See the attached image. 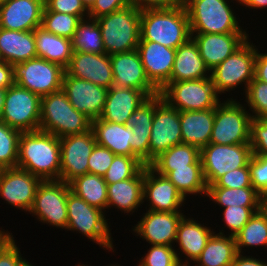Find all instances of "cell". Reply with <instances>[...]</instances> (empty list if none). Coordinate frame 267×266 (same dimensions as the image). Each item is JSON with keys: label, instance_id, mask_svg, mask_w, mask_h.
<instances>
[{"label": "cell", "instance_id": "1", "mask_svg": "<svg viewBox=\"0 0 267 266\" xmlns=\"http://www.w3.org/2000/svg\"><path fill=\"white\" fill-rule=\"evenodd\" d=\"M60 138L41 130L21 132L17 167L42 180H60Z\"/></svg>", "mask_w": 267, "mask_h": 266}, {"label": "cell", "instance_id": "2", "mask_svg": "<svg viewBox=\"0 0 267 266\" xmlns=\"http://www.w3.org/2000/svg\"><path fill=\"white\" fill-rule=\"evenodd\" d=\"M140 41H152L177 49L191 38L189 18L183 3L168 9L141 11Z\"/></svg>", "mask_w": 267, "mask_h": 266}, {"label": "cell", "instance_id": "3", "mask_svg": "<svg viewBox=\"0 0 267 266\" xmlns=\"http://www.w3.org/2000/svg\"><path fill=\"white\" fill-rule=\"evenodd\" d=\"M182 0L189 18L191 33L222 34L247 33L239 25L241 20L236 17L230 3L240 0ZM239 19V20H238ZM239 21V22H238Z\"/></svg>", "mask_w": 267, "mask_h": 266}, {"label": "cell", "instance_id": "4", "mask_svg": "<svg viewBox=\"0 0 267 266\" xmlns=\"http://www.w3.org/2000/svg\"><path fill=\"white\" fill-rule=\"evenodd\" d=\"M91 122L70 104L62 89L41 97L39 130L61 138L89 131Z\"/></svg>", "mask_w": 267, "mask_h": 266}, {"label": "cell", "instance_id": "5", "mask_svg": "<svg viewBox=\"0 0 267 266\" xmlns=\"http://www.w3.org/2000/svg\"><path fill=\"white\" fill-rule=\"evenodd\" d=\"M107 55L137 49L141 35V11L131 5L96 19Z\"/></svg>", "mask_w": 267, "mask_h": 266}, {"label": "cell", "instance_id": "6", "mask_svg": "<svg viewBox=\"0 0 267 266\" xmlns=\"http://www.w3.org/2000/svg\"><path fill=\"white\" fill-rule=\"evenodd\" d=\"M67 214V231L81 233L104 250L115 251L110 231L112 229L109 228V219H106L104 211L90 206L70 190L67 197Z\"/></svg>", "mask_w": 267, "mask_h": 266}, {"label": "cell", "instance_id": "7", "mask_svg": "<svg viewBox=\"0 0 267 266\" xmlns=\"http://www.w3.org/2000/svg\"><path fill=\"white\" fill-rule=\"evenodd\" d=\"M249 41V42H248ZM257 46L249 38L223 62L210 71V78L217 94H227L239 85L243 94L254 79Z\"/></svg>", "mask_w": 267, "mask_h": 266}, {"label": "cell", "instance_id": "8", "mask_svg": "<svg viewBox=\"0 0 267 266\" xmlns=\"http://www.w3.org/2000/svg\"><path fill=\"white\" fill-rule=\"evenodd\" d=\"M243 104L230 97L217 105L209 143L219 145L250 144L252 117L246 110L245 103Z\"/></svg>", "mask_w": 267, "mask_h": 266}, {"label": "cell", "instance_id": "9", "mask_svg": "<svg viewBox=\"0 0 267 266\" xmlns=\"http://www.w3.org/2000/svg\"><path fill=\"white\" fill-rule=\"evenodd\" d=\"M159 94L179 112L208 110L221 102L210 77L169 82Z\"/></svg>", "mask_w": 267, "mask_h": 266}, {"label": "cell", "instance_id": "10", "mask_svg": "<svg viewBox=\"0 0 267 266\" xmlns=\"http://www.w3.org/2000/svg\"><path fill=\"white\" fill-rule=\"evenodd\" d=\"M69 184L62 180H42L29 211L40 223L67 229V197Z\"/></svg>", "mask_w": 267, "mask_h": 266}, {"label": "cell", "instance_id": "11", "mask_svg": "<svg viewBox=\"0 0 267 266\" xmlns=\"http://www.w3.org/2000/svg\"><path fill=\"white\" fill-rule=\"evenodd\" d=\"M41 97L16 83L6 89L0 120L21 132L37 131L40 126Z\"/></svg>", "mask_w": 267, "mask_h": 266}, {"label": "cell", "instance_id": "12", "mask_svg": "<svg viewBox=\"0 0 267 266\" xmlns=\"http://www.w3.org/2000/svg\"><path fill=\"white\" fill-rule=\"evenodd\" d=\"M252 157L250 144L219 145L209 143L200 150L207 187L229 171L246 167Z\"/></svg>", "mask_w": 267, "mask_h": 266}, {"label": "cell", "instance_id": "13", "mask_svg": "<svg viewBox=\"0 0 267 266\" xmlns=\"http://www.w3.org/2000/svg\"><path fill=\"white\" fill-rule=\"evenodd\" d=\"M65 68L43 58H33L15 66V83L40 97L62 89Z\"/></svg>", "mask_w": 267, "mask_h": 266}, {"label": "cell", "instance_id": "14", "mask_svg": "<svg viewBox=\"0 0 267 266\" xmlns=\"http://www.w3.org/2000/svg\"><path fill=\"white\" fill-rule=\"evenodd\" d=\"M182 144L180 112L157 95L149 141V164L174 145Z\"/></svg>", "mask_w": 267, "mask_h": 266}, {"label": "cell", "instance_id": "15", "mask_svg": "<svg viewBox=\"0 0 267 266\" xmlns=\"http://www.w3.org/2000/svg\"><path fill=\"white\" fill-rule=\"evenodd\" d=\"M93 131L60 138V180L69 184L88 173V160L96 145Z\"/></svg>", "mask_w": 267, "mask_h": 266}, {"label": "cell", "instance_id": "16", "mask_svg": "<svg viewBox=\"0 0 267 266\" xmlns=\"http://www.w3.org/2000/svg\"><path fill=\"white\" fill-rule=\"evenodd\" d=\"M42 179L18 167L0 172V198L25 213L30 211Z\"/></svg>", "mask_w": 267, "mask_h": 266}, {"label": "cell", "instance_id": "17", "mask_svg": "<svg viewBox=\"0 0 267 266\" xmlns=\"http://www.w3.org/2000/svg\"><path fill=\"white\" fill-rule=\"evenodd\" d=\"M113 85L141 90L148 98L160 91L149 81L138 50L110 55Z\"/></svg>", "mask_w": 267, "mask_h": 266}, {"label": "cell", "instance_id": "18", "mask_svg": "<svg viewBox=\"0 0 267 266\" xmlns=\"http://www.w3.org/2000/svg\"><path fill=\"white\" fill-rule=\"evenodd\" d=\"M184 216L185 214L182 212H161L147 209L140 221L133 226L132 231L150 245L177 247L174 246L177 228Z\"/></svg>", "mask_w": 267, "mask_h": 266}, {"label": "cell", "instance_id": "19", "mask_svg": "<svg viewBox=\"0 0 267 266\" xmlns=\"http://www.w3.org/2000/svg\"><path fill=\"white\" fill-rule=\"evenodd\" d=\"M143 200L148 202V210L161 212H182L186 199L174 184L149 165L144 167Z\"/></svg>", "mask_w": 267, "mask_h": 266}, {"label": "cell", "instance_id": "20", "mask_svg": "<svg viewBox=\"0 0 267 266\" xmlns=\"http://www.w3.org/2000/svg\"><path fill=\"white\" fill-rule=\"evenodd\" d=\"M62 90L66 93L70 104L84 113L91 121L99 119L104 108L108 88L69 76L63 77Z\"/></svg>", "mask_w": 267, "mask_h": 266}, {"label": "cell", "instance_id": "21", "mask_svg": "<svg viewBox=\"0 0 267 266\" xmlns=\"http://www.w3.org/2000/svg\"><path fill=\"white\" fill-rule=\"evenodd\" d=\"M137 50L149 81L161 91L170 82L176 49L152 41H139Z\"/></svg>", "mask_w": 267, "mask_h": 266}, {"label": "cell", "instance_id": "22", "mask_svg": "<svg viewBox=\"0 0 267 266\" xmlns=\"http://www.w3.org/2000/svg\"><path fill=\"white\" fill-rule=\"evenodd\" d=\"M65 71L69 76L87 80L108 89L113 85L110 55L106 53L73 51L70 64Z\"/></svg>", "mask_w": 267, "mask_h": 266}, {"label": "cell", "instance_id": "23", "mask_svg": "<svg viewBox=\"0 0 267 266\" xmlns=\"http://www.w3.org/2000/svg\"><path fill=\"white\" fill-rule=\"evenodd\" d=\"M249 37L248 33H191V38L198 45L200 56L210 71L237 50Z\"/></svg>", "mask_w": 267, "mask_h": 266}, {"label": "cell", "instance_id": "24", "mask_svg": "<svg viewBox=\"0 0 267 266\" xmlns=\"http://www.w3.org/2000/svg\"><path fill=\"white\" fill-rule=\"evenodd\" d=\"M44 0H7L0 6V28L33 31L42 24Z\"/></svg>", "mask_w": 267, "mask_h": 266}, {"label": "cell", "instance_id": "25", "mask_svg": "<svg viewBox=\"0 0 267 266\" xmlns=\"http://www.w3.org/2000/svg\"><path fill=\"white\" fill-rule=\"evenodd\" d=\"M214 233L211 227L209 228L204 223L201 224L200 221L185 215L179 222L175 241L179 245V249L177 248L175 251L180 265L190 266L192 262L194 263ZM180 253L182 254L180 255ZM183 254L185 256H182ZM181 256L186 259H181Z\"/></svg>", "mask_w": 267, "mask_h": 266}, {"label": "cell", "instance_id": "26", "mask_svg": "<svg viewBox=\"0 0 267 266\" xmlns=\"http://www.w3.org/2000/svg\"><path fill=\"white\" fill-rule=\"evenodd\" d=\"M147 99L148 97L141 90L112 86L108 89L99 119L126 124L128 117Z\"/></svg>", "mask_w": 267, "mask_h": 266}, {"label": "cell", "instance_id": "27", "mask_svg": "<svg viewBox=\"0 0 267 266\" xmlns=\"http://www.w3.org/2000/svg\"><path fill=\"white\" fill-rule=\"evenodd\" d=\"M156 107L157 95L149 97L128 117L126 122L133 132L130 147L146 165H149V141Z\"/></svg>", "mask_w": 267, "mask_h": 266}, {"label": "cell", "instance_id": "28", "mask_svg": "<svg viewBox=\"0 0 267 266\" xmlns=\"http://www.w3.org/2000/svg\"><path fill=\"white\" fill-rule=\"evenodd\" d=\"M143 181L144 168L133 178L107 184V210L115 207L126 215L136 212L144 204Z\"/></svg>", "mask_w": 267, "mask_h": 266}, {"label": "cell", "instance_id": "29", "mask_svg": "<svg viewBox=\"0 0 267 266\" xmlns=\"http://www.w3.org/2000/svg\"><path fill=\"white\" fill-rule=\"evenodd\" d=\"M206 77H210V70L200 56L198 45L190 38L185 44L176 49L170 82L189 81Z\"/></svg>", "mask_w": 267, "mask_h": 266}, {"label": "cell", "instance_id": "30", "mask_svg": "<svg viewBox=\"0 0 267 266\" xmlns=\"http://www.w3.org/2000/svg\"><path fill=\"white\" fill-rule=\"evenodd\" d=\"M91 130L96 143L108 148L115 155L138 157L130 147L133 135L130 126L96 119L91 122Z\"/></svg>", "mask_w": 267, "mask_h": 266}, {"label": "cell", "instance_id": "31", "mask_svg": "<svg viewBox=\"0 0 267 266\" xmlns=\"http://www.w3.org/2000/svg\"><path fill=\"white\" fill-rule=\"evenodd\" d=\"M215 117V108L197 111H180L182 143L200 150L209 144Z\"/></svg>", "mask_w": 267, "mask_h": 266}, {"label": "cell", "instance_id": "32", "mask_svg": "<svg viewBox=\"0 0 267 266\" xmlns=\"http://www.w3.org/2000/svg\"><path fill=\"white\" fill-rule=\"evenodd\" d=\"M0 57L13 66L36 58L34 31H14L0 28Z\"/></svg>", "mask_w": 267, "mask_h": 266}, {"label": "cell", "instance_id": "33", "mask_svg": "<svg viewBox=\"0 0 267 266\" xmlns=\"http://www.w3.org/2000/svg\"><path fill=\"white\" fill-rule=\"evenodd\" d=\"M33 31L37 57L61 65L66 69L73 54L72 39L55 35L41 26Z\"/></svg>", "mask_w": 267, "mask_h": 266}, {"label": "cell", "instance_id": "34", "mask_svg": "<svg viewBox=\"0 0 267 266\" xmlns=\"http://www.w3.org/2000/svg\"><path fill=\"white\" fill-rule=\"evenodd\" d=\"M219 231L210 237L192 266H231L238 254L235 237L225 235L223 229Z\"/></svg>", "mask_w": 267, "mask_h": 266}, {"label": "cell", "instance_id": "35", "mask_svg": "<svg viewBox=\"0 0 267 266\" xmlns=\"http://www.w3.org/2000/svg\"><path fill=\"white\" fill-rule=\"evenodd\" d=\"M202 165L200 149L189 144L174 145L156 157L149 166L160 175L167 176L174 168Z\"/></svg>", "mask_w": 267, "mask_h": 266}, {"label": "cell", "instance_id": "36", "mask_svg": "<svg viewBox=\"0 0 267 266\" xmlns=\"http://www.w3.org/2000/svg\"><path fill=\"white\" fill-rule=\"evenodd\" d=\"M206 197L222 208L229 206L263 207L267 204V201L253 187L236 189L207 187Z\"/></svg>", "mask_w": 267, "mask_h": 266}, {"label": "cell", "instance_id": "37", "mask_svg": "<svg viewBox=\"0 0 267 266\" xmlns=\"http://www.w3.org/2000/svg\"><path fill=\"white\" fill-rule=\"evenodd\" d=\"M70 190L90 206L101 211L107 209V183L103 176L87 173L69 183Z\"/></svg>", "mask_w": 267, "mask_h": 266}, {"label": "cell", "instance_id": "38", "mask_svg": "<svg viewBox=\"0 0 267 266\" xmlns=\"http://www.w3.org/2000/svg\"><path fill=\"white\" fill-rule=\"evenodd\" d=\"M238 253L253 247H267V204L248 220L244 227L234 236ZM244 250V251H243Z\"/></svg>", "mask_w": 267, "mask_h": 266}, {"label": "cell", "instance_id": "39", "mask_svg": "<svg viewBox=\"0 0 267 266\" xmlns=\"http://www.w3.org/2000/svg\"><path fill=\"white\" fill-rule=\"evenodd\" d=\"M185 199L192 194L204 197L207 194V183L203 175L202 165H187L174 168L166 176ZM200 194V195H199ZM204 195V196H203Z\"/></svg>", "mask_w": 267, "mask_h": 266}, {"label": "cell", "instance_id": "40", "mask_svg": "<svg viewBox=\"0 0 267 266\" xmlns=\"http://www.w3.org/2000/svg\"><path fill=\"white\" fill-rule=\"evenodd\" d=\"M73 51L84 53H105L101 29L96 19H82L72 38Z\"/></svg>", "mask_w": 267, "mask_h": 266}, {"label": "cell", "instance_id": "41", "mask_svg": "<svg viewBox=\"0 0 267 266\" xmlns=\"http://www.w3.org/2000/svg\"><path fill=\"white\" fill-rule=\"evenodd\" d=\"M80 21L78 16L49 11L44 6L41 27L55 35L72 39Z\"/></svg>", "mask_w": 267, "mask_h": 266}, {"label": "cell", "instance_id": "42", "mask_svg": "<svg viewBox=\"0 0 267 266\" xmlns=\"http://www.w3.org/2000/svg\"><path fill=\"white\" fill-rule=\"evenodd\" d=\"M145 166L139 157L115 155L103 178L107 184L123 181L135 177Z\"/></svg>", "mask_w": 267, "mask_h": 266}, {"label": "cell", "instance_id": "43", "mask_svg": "<svg viewBox=\"0 0 267 266\" xmlns=\"http://www.w3.org/2000/svg\"><path fill=\"white\" fill-rule=\"evenodd\" d=\"M20 134V130L0 120V166L3 169L17 167Z\"/></svg>", "mask_w": 267, "mask_h": 266}, {"label": "cell", "instance_id": "44", "mask_svg": "<svg viewBox=\"0 0 267 266\" xmlns=\"http://www.w3.org/2000/svg\"><path fill=\"white\" fill-rule=\"evenodd\" d=\"M252 118H267V84L253 79L244 94Z\"/></svg>", "mask_w": 267, "mask_h": 266}, {"label": "cell", "instance_id": "45", "mask_svg": "<svg viewBox=\"0 0 267 266\" xmlns=\"http://www.w3.org/2000/svg\"><path fill=\"white\" fill-rule=\"evenodd\" d=\"M147 251L137 266H181L173 246L151 245Z\"/></svg>", "mask_w": 267, "mask_h": 266}, {"label": "cell", "instance_id": "46", "mask_svg": "<svg viewBox=\"0 0 267 266\" xmlns=\"http://www.w3.org/2000/svg\"><path fill=\"white\" fill-rule=\"evenodd\" d=\"M262 207H242V206H229L223 208L222 216L224 217V227H227L229 236H235L248 222V220L258 212Z\"/></svg>", "mask_w": 267, "mask_h": 266}, {"label": "cell", "instance_id": "47", "mask_svg": "<svg viewBox=\"0 0 267 266\" xmlns=\"http://www.w3.org/2000/svg\"><path fill=\"white\" fill-rule=\"evenodd\" d=\"M249 171L252 187L267 201V156L252 155Z\"/></svg>", "mask_w": 267, "mask_h": 266}, {"label": "cell", "instance_id": "48", "mask_svg": "<svg viewBox=\"0 0 267 266\" xmlns=\"http://www.w3.org/2000/svg\"><path fill=\"white\" fill-rule=\"evenodd\" d=\"M252 155L267 156V118H252L250 122Z\"/></svg>", "mask_w": 267, "mask_h": 266}, {"label": "cell", "instance_id": "49", "mask_svg": "<svg viewBox=\"0 0 267 266\" xmlns=\"http://www.w3.org/2000/svg\"><path fill=\"white\" fill-rule=\"evenodd\" d=\"M114 156L115 154L108 148L96 144L88 160V173L104 176Z\"/></svg>", "mask_w": 267, "mask_h": 266}, {"label": "cell", "instance_id": "50", "mask_svg": "<svg viewBox=\"0 0 267 266\" xmlns=\"http://www.w3.org/2000/svg\"><path fill=\"white\" fill-rule=\"evenodd\" d=\"M208 187H224L231 189L252 187L249 163L246 167L237 168L227 172L222 177H220L213 185H210Z\"/></svg>", "mask_w": 267, "mask_h": 266}, {"label": "cell", "instance_id": "51", "mask_svg": "<svg viewBox=\"0 0 267 266\" xmlns=\"http://www.w3.org/2000/svg\"><path fill=\"white\" fill-rule=\"evenodd\" d=\"M44 5L49 11L75 15L81 20L89 17L81 0H44Z\"/></svg>", "mask_w": 267, "mask_h": 266}, {"label": "cell", "instance_id": "52", "mask_svg": "<svg viewBox=\"0 0 267 266\" xmlns=\"http://www.w3.org/2000/svg\"><path fill=\"white\" fill-rule=\"evenodd\" d=\"M13 236L10 233L0 244V266H19L24 259Z\"/></svg>", "mask_w": 267, "mask_h": 266}, {"label": "cell", "instance_id": "53", "mask_svg": "<svg viewBox=\"0 0 267 266\" xmlns=\"http://www.w3.org/2000/svg\"><path fill=\"white\" fill-rule=\"evenodd\" d=\"M130 5L128 0H96L88 10L89 18L97 19Z\"/></svg>", "mask_w": 267, "mask_h": 266}, {"label": "cell", "instance_id": "54", "mask_svg": "<svg viewBox=\"0 0 267 266\" xmlns=\"http://www.w3.org/2000/svg\"><path fill=\"white\" fill-rule=\"evenodd\" d=\"M129 4L140 11L145 9H168L182 3V0H128Z\"/></svg>", "mask_w": 267, "mask_h": 266}, {"label": "cell", "instance_id": "55", "mask_svg": "<svg viewBox=\"0 0 267 266\" xmlns=\"http://www.w3.org/2000/svg\"><path fill=\"white\" fill-rule=\"evenodd\" d=\"M15 83V66L0 61V88L7 89Z\"/></svg>", "mask_w": 267, "mask_h": 266}, {"label": "cell", "instance_id": "56", "mask_svg": "<svg viewBox=\"0 0 267 266\" xmlns=\"http://www.w3.org/2000/svg\"><path fill=\"white\" fill-rule=\"evenodd\" d=\"M257 47L254 78L267 84V53H261Z\"/></svg>", "mask_w": 267, "mask_h": 266}, {"label": "cell", "instance_id": "57", "mask_svg": "<svg viewBox=\"0 0 267 266\" xmlns=\"http://www.w3.org/2000/svg\"><path fill=\"white\" fill-rule=\"evenodd\" d=\"M243 255V253H238L231 266H267V261L265 262L263 258L261 260L250 255Z\"/></svg>", "mask_w": 267, "mask_h": 266}, {"label": "cell", "instance_id": "58", "mask_svg": "<svg viewBox=\"0 0 267 266\" xmlns=\"http://www.w3.org/2000/svg\"><path fill=\"white\" fill-rule=\"evenodd\" d=\"M240 6H245L249 9H265L267 7V0H240Z\"/></svg>", "mask_w": 267, "mask_h": 266}, {"label": "cell", "instance_id": "59", "mask_svg": "<svg viewBox=\"0 0 267 266\" xmlns=\"http://www.w3.org/2000/svg\"><path fill=\"white\" fill-rule=\"evenodd\" d=\"M5 95H6V89L0 88V118L4 107Z\"/></svg>", "mask_w": 267, "mask_h": 266}, {"label": "cell", "instance_id": "60", "mask_svg": "<svg viewBox=\"0 0 267 266\" xmlns=\"http://www.w3.org/2000/svg\"><path fill=\"white\" fill-rule=\"evenodd\" d=\"M10 234V232L8 231V230H4V229H2V227H1V229H0V244L2 243V241L8 236Z\"/></svg>", "mask_w": 267, "mask_h": 266}, {"label": "cell", "instance_id": "61", "mask_svg": "<svg viewBox=\"0 0 267 266\" xmlns=\"http://www.w3.org/2000/svg\"><path fill=\"white\" fill-rule=\"evenodd\" d=\"M81 1L83 5L86 7V9L89 10L93 6L96 0H81Z\"/></svg>", "mask_w": 267, "mask_h": 266}, {"label": "cell", "instance_id": "62", "mask_svg": "<svg viewBox=\"0 0 267 266\" xmlns=\"http://www.w3.org/2000/svg\"><path fill=\"white\" fill-rule=\"evenodd\" d=\"M19 266H33V265H32L30 262H28L27 259L24 258V259L20 262Z\"/></svg>", "mask_w": 267, "mask_h": 266}, {"label": "cell", "instance_id": "63", "mask_svg": "<svg viewBox=\"0 0 267 266\" xmlns=\"http://www.w3.org/2000/svg\"><path fill=\"white\" fill-rule=\"evenodd\" d=\"M7 0H0V6L4 4Z\"/></svg>", "mask_w": 267, "mask_h": 266}, {"label": "cell", "instance_id": "64", "mask_svg": "<svg viewBox=\"0 0 267 266\" xmlns=\"http://www.w3.org/2000/svg\"><path fill=\"white\" fill-rule=\"evenodd\" d=\"M77 266H88V265L87 264H81V263H79ZM89 266H91V265H89Z\"/></svg>", "mask_w": 267, "mask_h": 266}, {"label": "cell", "instance_id": "65", "mask_svg": "<svg viewBox=\"0 0 267 266\" xmlns=\"http://www.w3.org/2000/svg\"><path fill=\"white\" fill-rule=\"evenodd\" d=\"M107 266H121L120 264L118 265V263L117 264H110V265H107Z\"/></svg>", "mask_w": 267, "mask_h": 266}]
</instances>
